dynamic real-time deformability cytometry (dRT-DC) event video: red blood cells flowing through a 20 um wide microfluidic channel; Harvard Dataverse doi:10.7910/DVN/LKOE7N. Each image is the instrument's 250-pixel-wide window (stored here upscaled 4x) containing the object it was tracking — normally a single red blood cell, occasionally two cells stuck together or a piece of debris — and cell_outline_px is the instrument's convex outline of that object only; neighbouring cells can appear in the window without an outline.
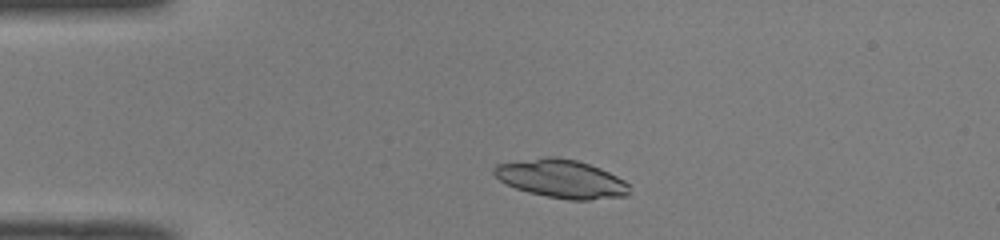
{"species": "common noctule bat (a hibernating species)", "species_latin": "Nyctalus noctula", "temperature_condition": "room temperature", "stored_images_in_passage": 42, "camera_frame_rate_fps": 3000, "um_per_image_px": 0.085, "animal": {"sex": "male", "body_mass_g": 19.0, "forearm_length_mm": 50.8}, "frame": {"image": 1, "passage_image": 4, "time_ms": 1.0, "image_size_px": [1000, 240], "cell_outline_px": [[628, 196], [588, 200], [568, 200], [528, 192], [516, 188], [500, 180], [492, 172], [492, 168], [496, 164], [548, 156], [556, 156], [576, 160], [600, 168], [624, 180], [628, 184]], "centroid_in_image_um": [47.71, 15.19], "position_along_channel_um": 37.3, "area_um2": 30.06}}